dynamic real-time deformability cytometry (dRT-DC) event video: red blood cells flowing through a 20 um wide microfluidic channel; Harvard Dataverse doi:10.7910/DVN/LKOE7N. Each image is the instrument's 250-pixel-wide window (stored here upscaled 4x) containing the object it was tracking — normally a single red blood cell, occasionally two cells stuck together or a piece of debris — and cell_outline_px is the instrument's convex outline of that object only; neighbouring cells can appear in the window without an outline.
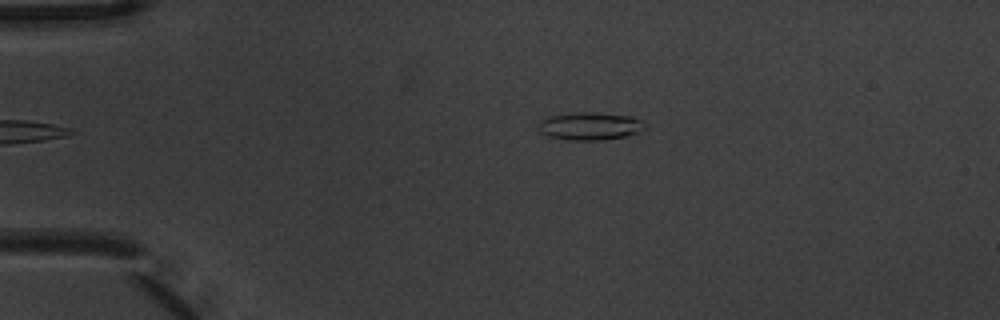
{"species": "common noctule bat (a hibernating species)", "species_latin": "Nyctalus noctula", "temperature_condition": "warm", "stored_images_in_passage": 6, "segment_of_instrument_passage": [2, 2], "camera_frame_rate_fps": 3000, "um_per_image_px": 0.085, "animal": {"sex": "male", "body_mass_g": 20.1, "forearm_length_mm": 53.5}, "frame": {"image": 1, "passage_image": 6, "time_ms": 1.667, "image_size_px": [1000, 320], "cell_outline_px": [[644, 128], [640, 132], [624, 136], [604, 140], [572, 140], [548, 136], [540, 132], [536, 128], [536, 124], [540, 120], [548, 116], [580, 112], [592, 112], [632, 116], [640, 120], [644, 124]], "centroid_in_image_um": [50.09, 10.72], "position_along_channel_um": 34.9, "area_um2": 17.28}}